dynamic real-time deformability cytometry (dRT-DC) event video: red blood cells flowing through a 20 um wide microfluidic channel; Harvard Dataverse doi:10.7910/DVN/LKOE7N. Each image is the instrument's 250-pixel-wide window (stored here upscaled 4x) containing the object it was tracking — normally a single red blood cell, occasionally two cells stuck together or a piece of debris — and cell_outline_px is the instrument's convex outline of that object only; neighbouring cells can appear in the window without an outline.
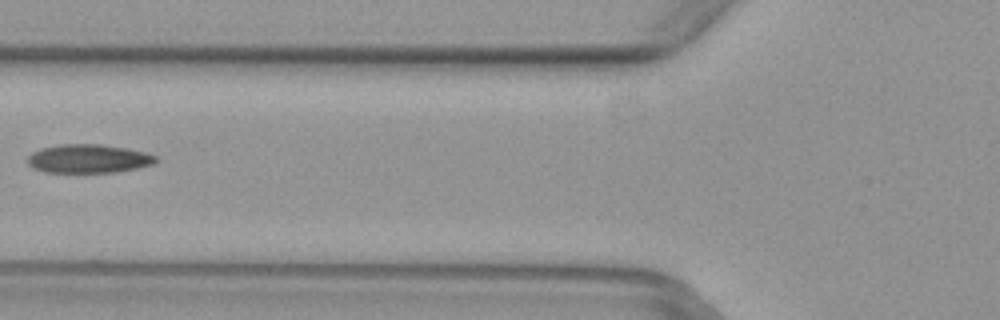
{"species": "common noctule bat (a hibernating species)", "species_latin": "Nyctalus noctula", "temperature_condition": "warm", "stored_images_in_passage": 6, "camera_frame_rate_fps": 3000, "um_per_image_px": 0.085, "animal": {"sex": "female", "body_mass_g": 29.2, "forearm_length_mm": 56.3}, "frame": {"image": 1, "passage_image": 5, "time_ms": 1.333, "image_size_px": [1000, 320], "cell_outline_px": [[156, 164], [140, 168], [116, 172], [44, 172], [32, 168], [28, 164], [28, 156], [32, 152], [40, 148], [60, 144], [100, 144], [124, 148], [144, 152], [156, 156]], "centroid_in_image_um": [7.51, 13.49], "position_along_channel_um": 118.3, "area_um2": 21.5}}
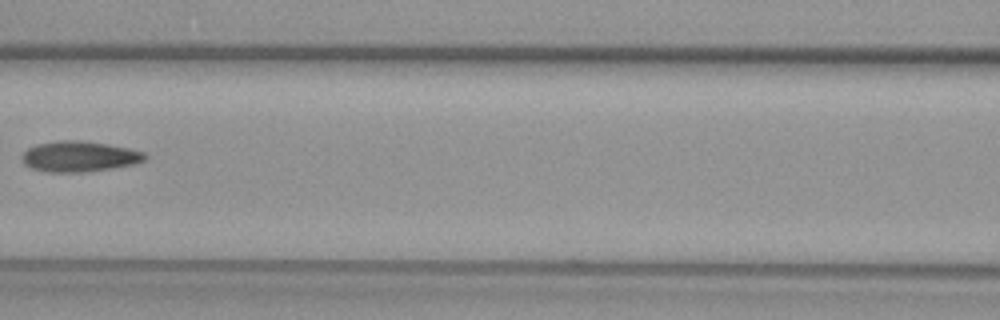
{"frame": {"image": 2, "passage_image": 6, "time_ms": 1.667, "image_size_px": [1000, 320], "cell_outline_px": [[148, 156], [144, 160], [132, 164], [112, 168], [84, 172], [48, 172], [32, 168], [24, 164], [20, 160], [20, 156], [28, 148], [36, 144], [56, 140], [80, 140], [108, 144], [128, 148], [144, 152]], "centroid_in_image_um": [6.69, 13.29], "position_along_channel_um": 159.9, "area_um2": 22.02}}